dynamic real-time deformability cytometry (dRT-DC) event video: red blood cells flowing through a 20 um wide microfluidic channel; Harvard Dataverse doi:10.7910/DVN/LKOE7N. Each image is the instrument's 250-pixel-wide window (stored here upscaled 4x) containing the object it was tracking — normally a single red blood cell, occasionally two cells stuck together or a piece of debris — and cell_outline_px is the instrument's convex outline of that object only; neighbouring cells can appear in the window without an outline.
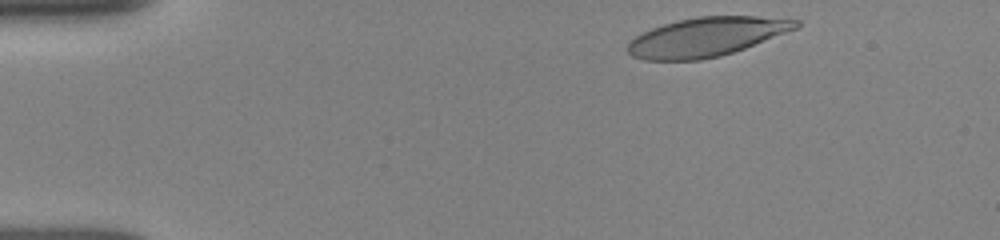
{"species": "human", "species_latin": "Homo sapiens", "temperature_condition": "room temperature", "stored_images_in_passage": 46, "camera_frame_rate_fps": 3000, "um_per_image_px": 0.085, "donor": {"sex": "female"}, "frame": {"image": 1, "passage_image": 2, "time_ms": 0.333, "image_size_px": [1000, 240], "cell_outline_px": [[800, 24], [796, 28], [744, 48], [720, 56], [700, 60], [644, 60], [632, 56], [628, 52], [628, 40], [652, 28], [664, 24], [696, 16], [756, 16], [800, 20]], "centroid_in_image_um": [60.01, 3.14], "position_along_channel_um": 25.0, "area_um2": 37.86}}
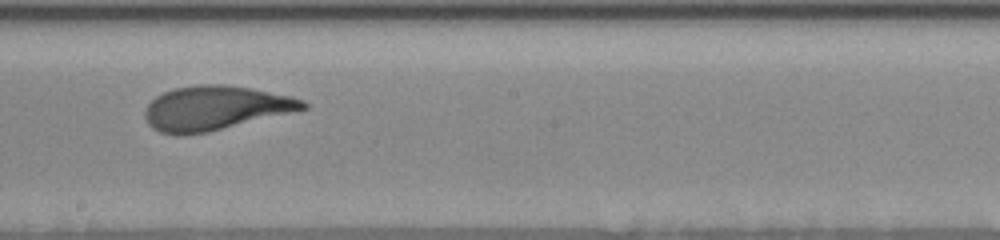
{"frame": {"image": 2, "passage_image": 24, "time_ms": 7.667, "image_size_px": [1000, 240], "cell_outline_px": [[308, 108], [208, 132], [180, 136], [176, 136], [160, 132], [152, 128], [148, 124], [144, 116], [144, 112], [148, 104], [156, 96], [164, 92], [176, 88], [200, 84], [224, 84], [252, 88], [288, 96], [304, 100], [308, 104]], "centroid_in_image_um": [18.25, 9.19], "position_along_channel_um": 230.0, "area_um2": 40.63}}
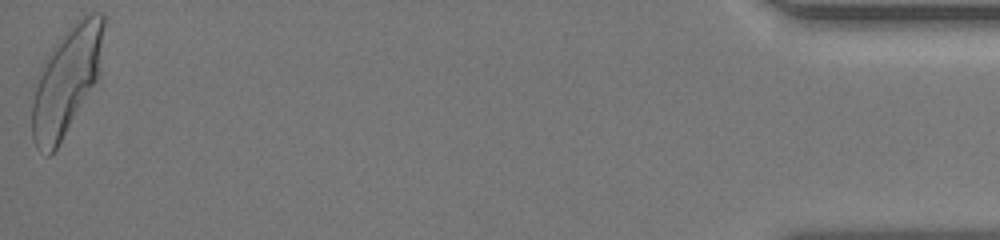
{"frame": {"image": 3, "passage_image": 46, "time_ms": 15.0, "image_size_px": [1000, 240], "cell_outline_px": [[108, 20], [100, 72], [96, 80], [56, 148], [48, 156], [36, 148], [32, 140], [32, 104], [40, 68], [48, 52], [72, 24], [76, 20], [92, 12], [104, 12]], "centroid_in_image_um": [5.7, 6.76], "position_along_channel_um": 429.5, "area_um2": 44.91}, "authors_computed_cell_mechanics": {"area_um2": 40.2288, "velocity_mm_per_s": 3.8987, "shape_relaxation_time_tau1_ms": 3.1945, "shape_relaxation_time_tau2_ms": 0.899, "deformation_change_tau1": 0.1729, "deformation_change_tau2": 0.0739}}